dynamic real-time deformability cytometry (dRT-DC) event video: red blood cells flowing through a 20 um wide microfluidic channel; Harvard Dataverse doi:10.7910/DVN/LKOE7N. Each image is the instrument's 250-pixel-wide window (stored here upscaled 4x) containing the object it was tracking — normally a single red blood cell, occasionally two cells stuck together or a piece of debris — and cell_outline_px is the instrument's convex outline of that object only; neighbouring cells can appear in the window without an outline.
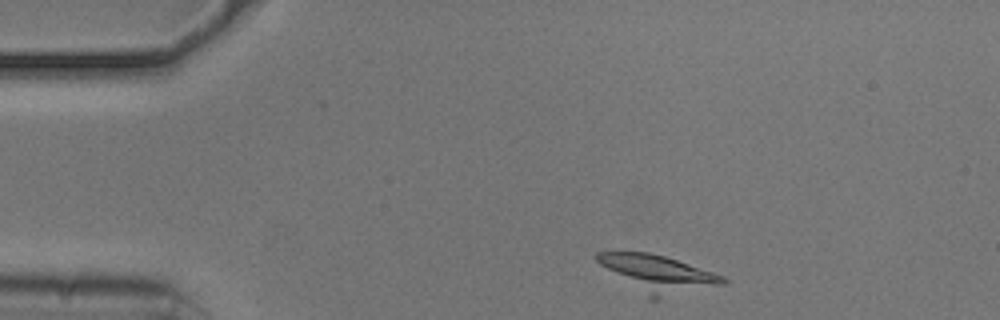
{"species": "common noctule bat (a hibernating species)", "species_latin": "Nyctalus noctula", "temperature_condition": "cold", "stored_images_in_passage": 41, "camera_frame_rate_fps": 3000, "um_per_image_px": 0.085, "animal": {"sex": "male", "body_mass_g": 20.5, "forearm_length_mm": 52.5}, "frame": {"image": 1, "passage_image": 1, "time_ms": 0.0, "image_size_px": [1000, 320], "cell_outline_px": [[728, 280], [724, 284], [656, 300], [652, 300], [600, 264], [596, 260], [596, 252], [648, 252], [664, 256], [724, 276]], "centroid_in_image_um": [55.95, 23.27], "position_along_channel_um": 29.1, "area_um2": 26.41}}
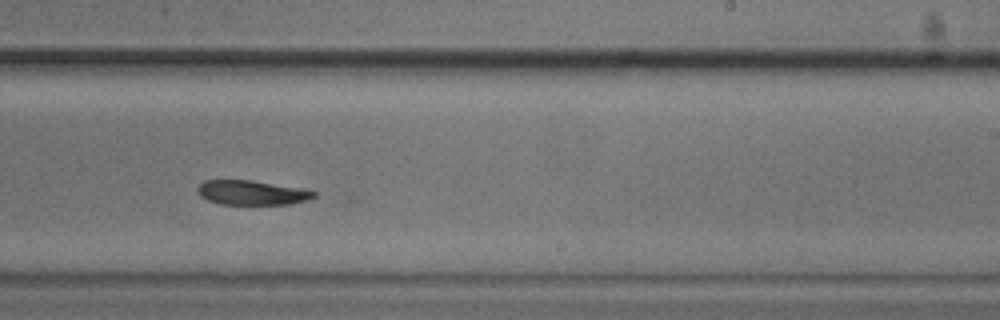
{"frame": {"image": 2, "passage_image": 25, "time_ms": 8.0, "image_size_px": [1000, 320], "cell_outline_px": [[316, 196], [308, 200], [288, 204], [220, 204], [208, 200], [200, 196], [196, 188], [204, 180], [252, 180], [304, 188], [316, 192]], "centroid_in_image_um": [21.42, 16.37], "position_along_channel_um": 267.6, "area_um2": 16.7}}
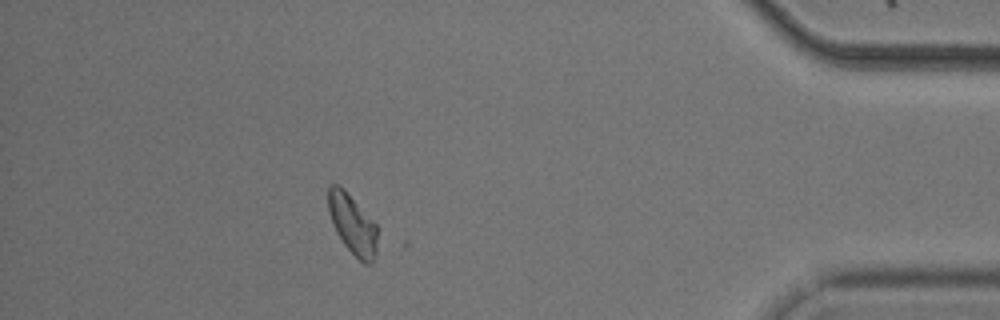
{"frame": {"image": 3, "passage_image": 40, "time_ms": 13.0, "image_size_px": [1000, 320], "cell_outline_px": [[376, 252], [372, 264], [364, 264], [344, 244], [336, 232], [332, 224], [328, 212], [328, 184], [340, 184], [344, 188], [376, 224]], "centroid_in_image_um": [29.93, 19.03], "position_along_channel_um": 405.3, "area_um2": 17.11}}